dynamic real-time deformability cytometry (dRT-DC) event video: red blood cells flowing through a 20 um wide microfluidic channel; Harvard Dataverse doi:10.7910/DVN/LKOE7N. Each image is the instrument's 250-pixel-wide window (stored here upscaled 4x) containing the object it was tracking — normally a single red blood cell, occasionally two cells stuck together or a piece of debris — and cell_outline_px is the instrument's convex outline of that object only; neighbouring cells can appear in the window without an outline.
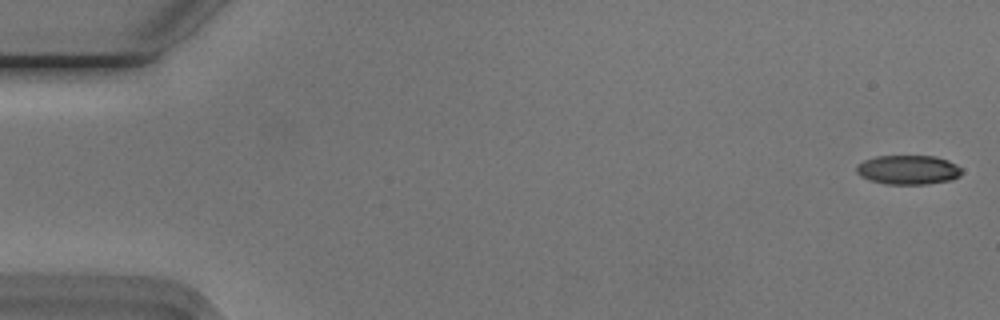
{"species": "Egyptian fruit bat (a non-hibernating species)", "species_latin": "Rousettus aegyptiacus", "temperature_condition": "cold", "stored_images_in_passage": 18, "camera_frame_rate_fps": 3000, "um_per_image_px": 0.085, "animal": {"sex": "male"}, "frame": {"image": 1, "passage_image": 2, "time_ms": 0.333, "image_size_px": [1000, 320], "cell_outline_px": [[960, 176], [952, 180], [928, 184], [888, 184], [868, 180], [860, 176], [856, 172], [856, 164], [864, 160], [876, 156], [936, 156], [948, 160], [956, 164], [960, 168]], "centroid_in_image_um": [77.17, 14.43], "position_along_channel_um": 7.8, "area_um2": 18.09}}
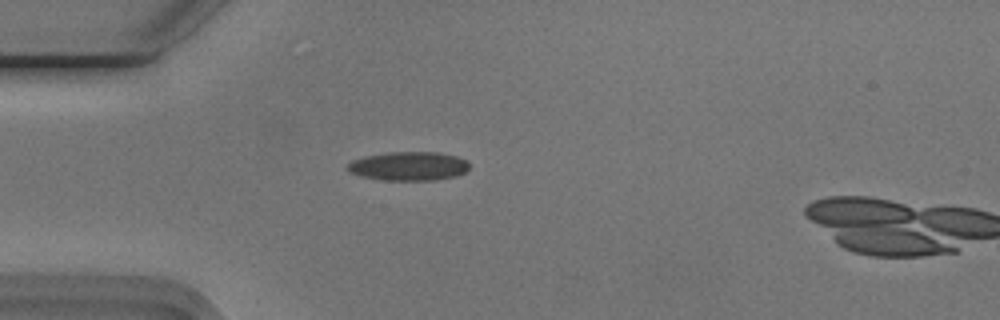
{"frame": {"image": 2, "passage_image": 16, "time_ms": 5.0, "image_size_px": [1000, 320], "cell_outline_px": [[468, 168], [464, 172], [456, 176], [436, 180], [384, 180], [360, 176], [344, 168], [352, 160], [364, 156], [388, 152], [436, 152], [456, 156], [468, 160]], "centroid_in_image_um": [34.72, 14.12], "position_along_channel_um": 50.3, "area_um2": 20.52}}